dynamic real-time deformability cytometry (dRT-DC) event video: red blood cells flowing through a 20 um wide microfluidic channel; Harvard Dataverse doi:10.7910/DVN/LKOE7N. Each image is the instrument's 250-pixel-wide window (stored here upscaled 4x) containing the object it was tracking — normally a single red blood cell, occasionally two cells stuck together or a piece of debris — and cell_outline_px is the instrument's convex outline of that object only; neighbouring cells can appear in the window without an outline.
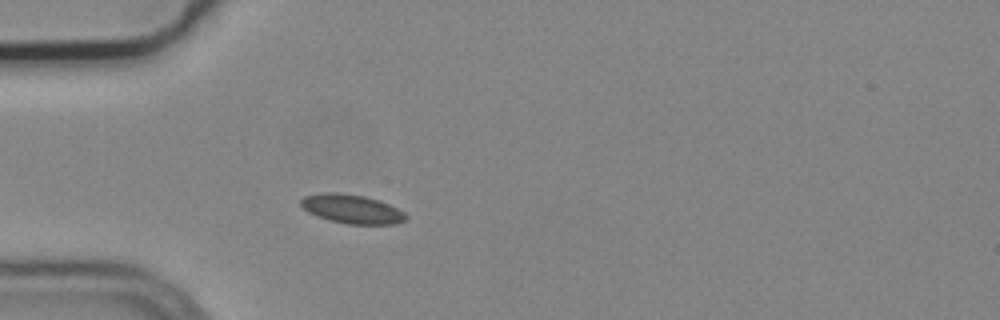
{"species": "common noctule bat (a hibernating species)", "species_latin": "Nyctalus noctula", "temperature_condition": "cold", "stored_images_in_passage": 4, "camera_frame_rate_fps": 3000, "um_per_image_px": 0.085, "animal": {"sex": "male", "body_mass_g": 19.2, "forearm_length_mm": 51.8}, "frame": {"image": 1, "passage_image": 4, "time_ms": 1.0, "image_size_px": [1000, 320], "cell_outline_px": [[408, 220], [396, 224], [348, 224], [328, 220], [316, 216], [308, 212], [300, 204], [300, 200], [304, 196], [324, 192], [336, 192], [364, 196], [380, 200], [404, 212], [408, 216]], "centroid_in_image_um": [29.92, 17.77], "position_along_channel_um": 55.1, "area_um2": 17.86}}